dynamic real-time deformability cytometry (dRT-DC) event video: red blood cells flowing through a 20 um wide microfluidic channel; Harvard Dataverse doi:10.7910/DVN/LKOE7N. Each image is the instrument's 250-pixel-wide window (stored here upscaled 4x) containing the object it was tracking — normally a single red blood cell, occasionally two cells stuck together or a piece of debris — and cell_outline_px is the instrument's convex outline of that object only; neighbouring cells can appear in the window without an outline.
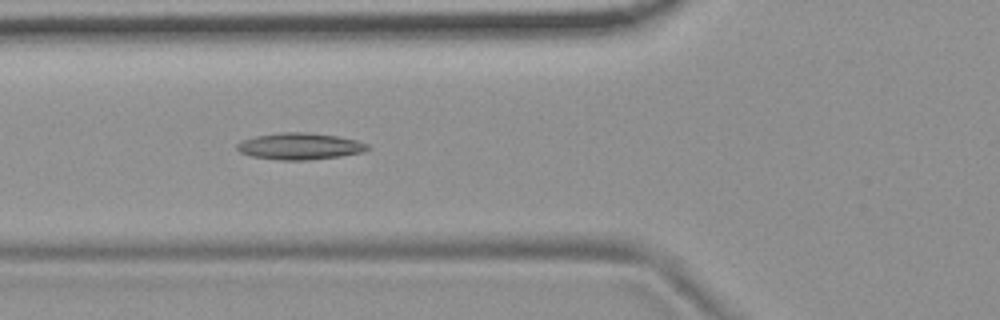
{"species": "common noctule bat (a hibernating species)", "species_latin": "Nyctalus noctula", "temperature_condition": "room temperature", "stored_images_in_passage": 42, "camera_frame_rate_fps": 3000, "um_per_image_px": 0.085, "animal": {"sex": "female", "body_mass_g": 19.9}, "frame": {"image": 1, "passage_image": 7, "time_ms": 2.0, "image_size_px": [1000, 320], "cell_outline_px": [[368, 148], [360, 152], [340, 156], [308, 160], [280, 160], [252, 156], [240, 152], [236, 148], [236, 144], [244, 140], [256, 136], [280, 132], [308, 132], [336, 136], [356, 140], [368, 144]], "centroid_in_image_um": [25.45, 12.43], "position_along_channel_um": 100.3, "area_um2": 20.0}, "authors_computed_cell_mechanics": {"area_um2": 18.3226, "velocity_mm_per_s": 3.7175, "shape_relaxation_time_tau1_ms": null, "shape_relaxation_time_tau2_ms": 10.8953, "deformation_change_tau1": null, "deformation_change_tau2": 0.2374}}